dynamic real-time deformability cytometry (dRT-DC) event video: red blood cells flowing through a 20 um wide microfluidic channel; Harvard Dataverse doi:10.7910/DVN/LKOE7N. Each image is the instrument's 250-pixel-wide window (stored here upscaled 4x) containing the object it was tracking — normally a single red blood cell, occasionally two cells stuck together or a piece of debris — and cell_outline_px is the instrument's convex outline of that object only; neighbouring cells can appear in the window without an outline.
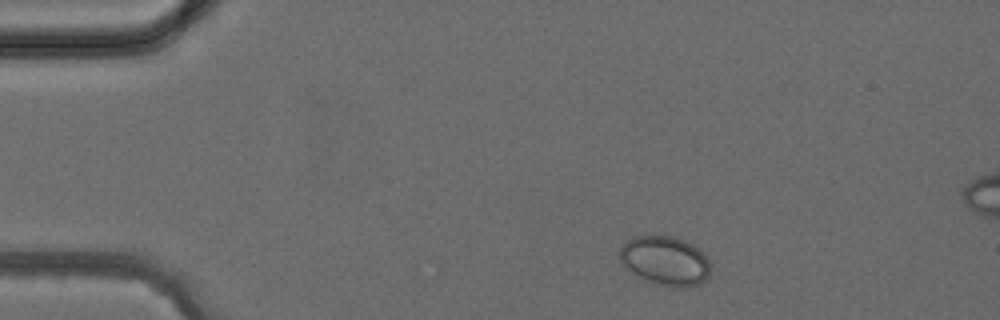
{"species": "common noctule bat (a hibernating species)", "species_latin": "Nyctalus noctula", "temperature_condition": "cold", "stored_images_in_passage": 3, "camera_frame_rate_fps": 3000, "um_per_image_px": 0.085, "animal": {"sex": "female", "body_mass_g": 24.6, "forearm_length_mm": 56.2}, "frame": {"image": 1, "passage_image": 1, "time_ms": 0.0, "image_size_px": [1000, 320], "cell_outline_px": [[708, 276], [700, 284], [688, 288], [672, 288], [652, 284], [636, 276], [624, 268], [620, 260], [620, 248], [628, 240], [636, 236], [652, 232], [672, 236], [684, 240], [692, 244], [708, 260]], "centroid_in_image_um": [56.47, 22.17], "position_along_channel_um": 28.5, "area_um2": 26.7}}